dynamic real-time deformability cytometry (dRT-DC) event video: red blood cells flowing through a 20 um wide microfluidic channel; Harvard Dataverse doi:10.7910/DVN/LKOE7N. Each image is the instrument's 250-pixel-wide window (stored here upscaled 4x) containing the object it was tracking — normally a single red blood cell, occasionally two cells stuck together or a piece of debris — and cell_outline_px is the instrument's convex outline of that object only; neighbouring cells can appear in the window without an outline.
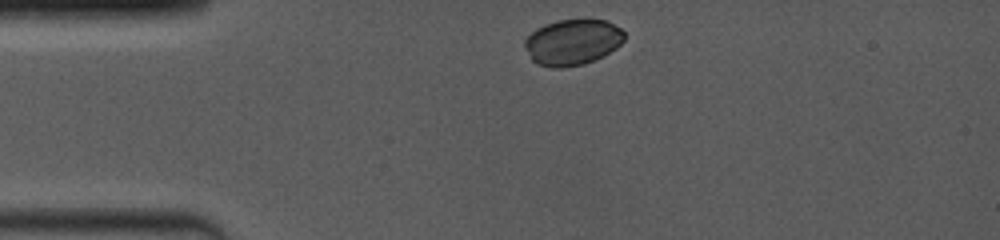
{"species": "common noctule bat (a hibernating species)", "species_latin": "Nyctalus noctula", "temperature_condition": "room temperature", "stored_images_in_passage": 4, "camera_frame_rate_fps": 4000, "um_per_image_px": 0.085, "animal": {"sex": "female", "body_mass_g": 19.0, "forearm_length_mm": 53.3}, "frame": {"image": 1, "passage_image": 1, "time_ms": 0.0, "image_size_px": [1000, 240], "cell_outline_px": [[624, 40], [616, 48], [596, 60], [584, 64], [560, 68], [552, 68], [536, 64], [532, 60], [524, 48], [524, 40], [536, 28], [544, 24], [560, 20], [608, 20], [620, 28], [624, 32]], "centroid_in_image_um": [48.65, 3.6], "position_along_channel_um": 36.4, "area_um2": 26.76}}